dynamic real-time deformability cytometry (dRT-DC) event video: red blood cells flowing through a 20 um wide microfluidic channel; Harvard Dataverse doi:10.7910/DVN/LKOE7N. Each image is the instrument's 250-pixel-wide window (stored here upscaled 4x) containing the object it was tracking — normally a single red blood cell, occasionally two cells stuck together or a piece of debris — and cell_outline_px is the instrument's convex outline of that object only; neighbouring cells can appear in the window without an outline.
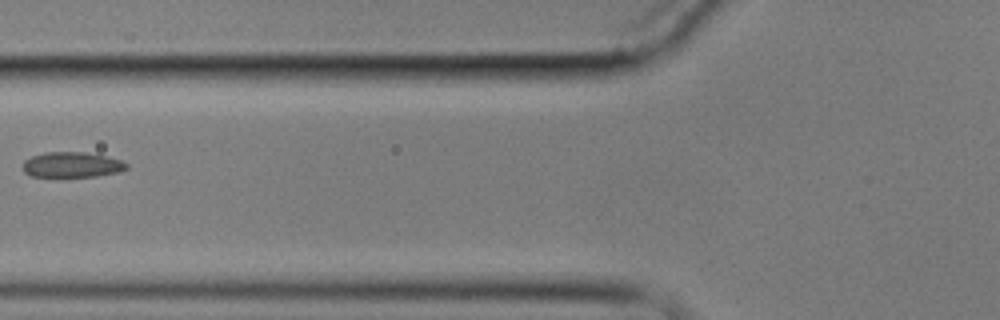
{"species": "common noctule bat (a hibernating species)", "species_latin": "Nyctalus noctula", "temperature_condition": "cold", "stored_images_in_passage": 6, "camera_frame_rate_fps": 3000, "um_per_image_px": 0.085, "animal": {"sex": "male", "body_mass_g": 17.9}, "frame": {"image": 1, "passage_image": 6, "time_ms": 6.667, "image_size_px": [1000, 320], "cell_outline_px": [[128, 168], [120, 172], [96, 176], [28, 176], [24, 172], [24, 160], [32, 156], [44, 152], [84, 152], [104, 156], [120, 160], [128, 164]], "centroid_in_image_um": [6.11, 14.0], "position_along_channel_um": 119.7, "area_um2": 15.2}}